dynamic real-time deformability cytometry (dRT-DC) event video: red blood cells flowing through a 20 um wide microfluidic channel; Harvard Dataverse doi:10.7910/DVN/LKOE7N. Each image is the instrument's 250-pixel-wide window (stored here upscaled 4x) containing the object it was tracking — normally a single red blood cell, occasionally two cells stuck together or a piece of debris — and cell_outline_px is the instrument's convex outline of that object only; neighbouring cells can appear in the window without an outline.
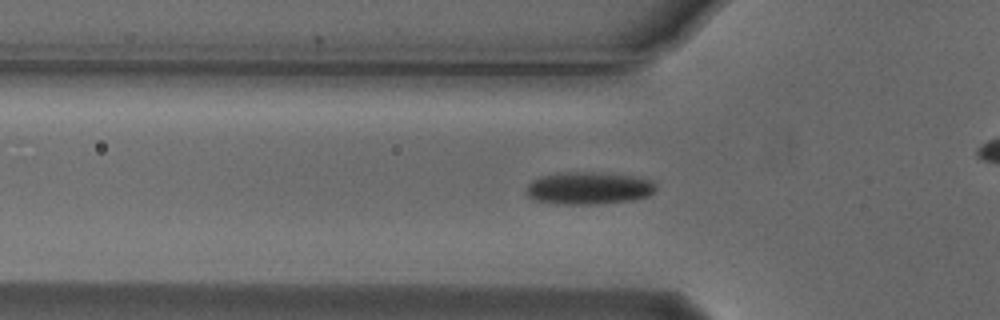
{"species": "Egyptian fruit bat (a non-hibernating species)", "species_latin": "Rousettus aegyptiacus", "temperature_condition": "cold", "stored_images_in_passage": 35, "camera_frame_rate_fps": 3000, "um_per_image_px": 0.085, "animal": {"sex": "male"}, "frame": {"image": 1, "passage_image": 17, "time_ms": 5.333, "image_size_px": [1000, 320], "cell_outline_px": [[656, 188], [648, 196], [632, 200], [596, 204], [556, 204], [532, 200], [528, 196], [528, 184], [532, 180], [540, 176], [568, 172], [592, 172], [636, 176], [652, 180], [656, 184]], "centroid_in_image_um": [50.04, 15.99], "position_along_channel_um": 75.8, "area_um2": 24.51}}
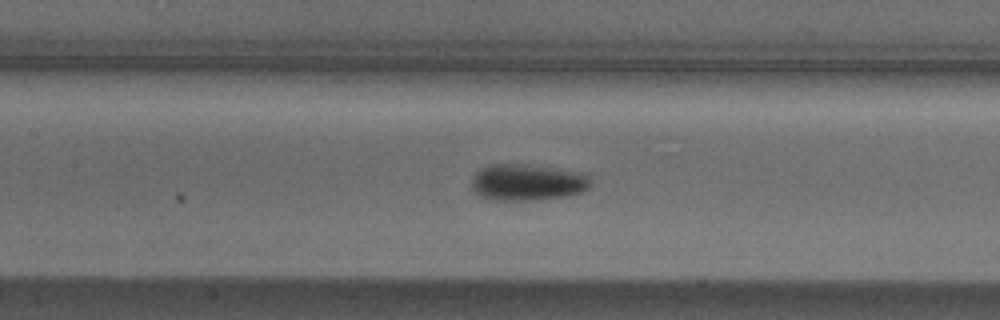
{"frame": {"image": 2, "passage_image": 24, "time_ms": 7.667, "image_size_px": [1000, 320], "cell_outline_px": [[592, 184], [588, 188], [580, 192], [568, 196], [532, 200], [496, 200], [480, 196], [472, 188], [472, 176], [480, 168], [488, 164], [528, 164], [588, 172]], "centroid_in_image_um": [44.87, 15.47], "position_along_channel_um": 162.5, "area_um2": 25.78}}
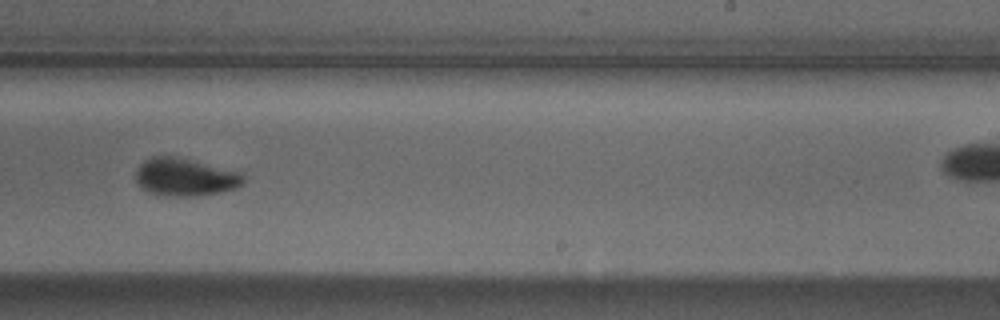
{"frame": {"image": 3, "passage_image": 33, "time_ms": 10.667, "image_size_px": [1000, 320], "cell_outline_px": [[244, 184], [236, 188], [220, 192], [196, 196], [156, 196], [140, 188], [136, 180], [136, 168], [144, 160], [152, 156], [172, 156], [244, 172]], "centroid_in_image_um": [15.72, 15.07], "position_along_channel_um": 273.3, "area_um2": 24.04}}